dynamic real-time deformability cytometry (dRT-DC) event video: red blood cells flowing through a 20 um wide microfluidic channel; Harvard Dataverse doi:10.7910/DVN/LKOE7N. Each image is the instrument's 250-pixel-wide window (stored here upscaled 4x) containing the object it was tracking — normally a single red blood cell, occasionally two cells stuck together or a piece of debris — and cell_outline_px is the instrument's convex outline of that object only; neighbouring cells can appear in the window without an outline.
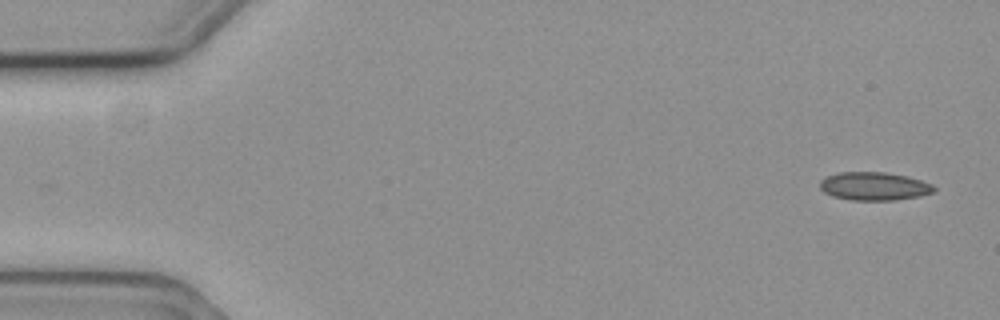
{"species": "common noctule bat (a hibernating species)", "species_latin": "Nyctalus noctula", "temperature_condition": "cold", "stored_images_in_passage": 5, "camera_frame_rate_fps": 3000, "um_per_image_px": 0.085, "animal": {"sex": "female", "body_mass_g": 19.3, "forearm_length_mm": 54.1}, "frame": {"image": 1, "passage_image": 1, "time_ms": 0.0, "image_size_px": [1000, 320], "cell_outline_px": [[936, 192], [920, 196], [896, 200], [852, 200], [832, 196], [824, 192], [820, 188], [820, 180], [836, 172], [884, 172], [908, 176], [932, 184], [936, 188]], "centroid_in_image_um": [74.32, 15.83], "position_along_channel_um": 10.7, "area_um2": 18.9}}
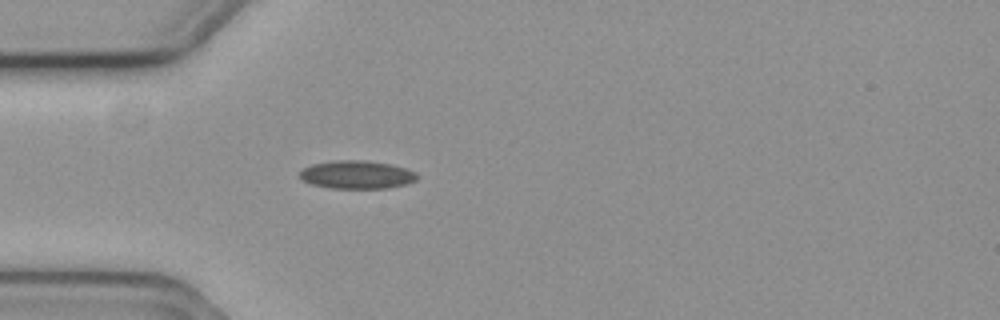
{"frame": {"image": 2, "passage_image": 5, "time_ms": 1.333, "image_size_px": [1000, 320], "cell_outline_px": [[416, 180], [408, 184], [388, 188], [332, 188], [312, 184], [304, 180], [300, 176], [300, 172], [304, 168], [312, 164], [336, 160], [364, 160], [392, 164], [416, 172]], "centroid_in_image_um": [30.36, 14.84], "position_along_channel_um": 54.6, "area_um2": 19.13}}